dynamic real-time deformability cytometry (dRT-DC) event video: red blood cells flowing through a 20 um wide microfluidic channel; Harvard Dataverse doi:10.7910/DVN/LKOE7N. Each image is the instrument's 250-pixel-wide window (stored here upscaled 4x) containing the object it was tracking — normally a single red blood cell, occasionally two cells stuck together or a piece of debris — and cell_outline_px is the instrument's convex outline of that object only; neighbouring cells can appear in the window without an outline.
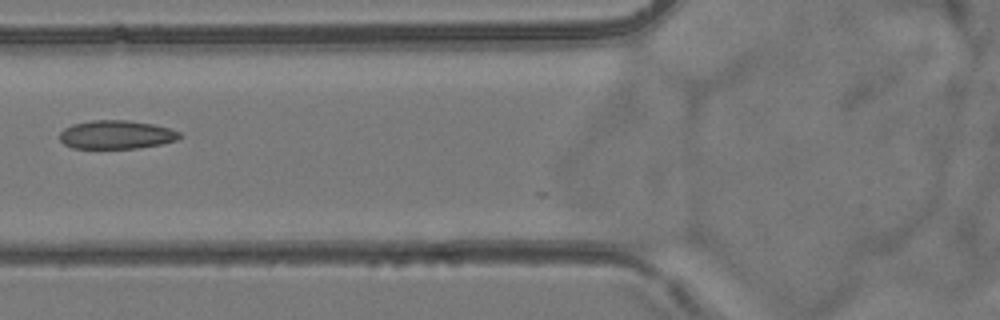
{"species": "common noctule bat (a hibernating species)", "species_latin": "Nyctalus noctula", "temperature_condition": "room temperature", "stored_images_in_passage": 4, "camera_frame_rate_fps": 3000, "um_per_image_px": 0.085, "animal": {"sex": "female", "body_mass_g": 24.6, "forearm_length_mm": 56.2}, "frame": {"image": 1, "passage_image": 3, "time_ms": 2.333, "image_size_px": [1000, 320], "cell_outline_px": [[184, 136], [176, 140], [160, 144], [136, 148], [72, 148], [64, 144], [60, 140], [60, 132], [64, 128], [72, 124], [92, 120], [128, 120], [152, 124], [168, 128], [180, 132]], "centroid_in_image_um": [9.88, 11.44], "position_along_channel_um": 115.9, "area_um2": 19.94}}